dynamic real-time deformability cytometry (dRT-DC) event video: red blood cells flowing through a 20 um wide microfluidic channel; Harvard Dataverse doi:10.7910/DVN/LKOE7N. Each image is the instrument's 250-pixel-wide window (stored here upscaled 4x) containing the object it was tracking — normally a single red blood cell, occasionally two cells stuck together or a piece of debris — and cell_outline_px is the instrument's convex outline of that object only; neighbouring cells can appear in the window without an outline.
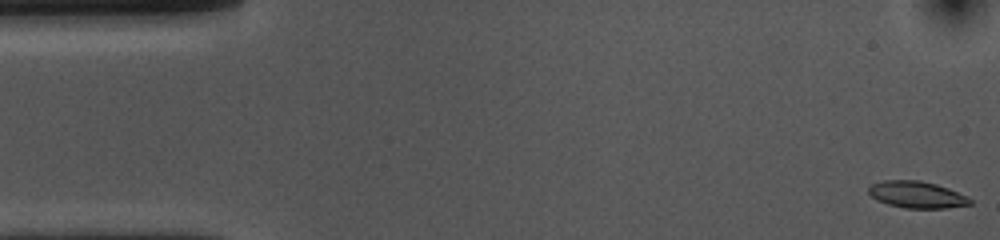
{"species": "common noctule bat (a hibernating species)", "species_latin": "Nyctalus noctula", "temperature_condition": "cold", "stored_images_in_passage": 54, "camera_frame_rate_fps": 3000, "um_per_image_px": 0.085, "animal": {"sex": "female", "body_mass_g": 10.0, "forearm_length_mm": 53.1}, "frame": {"image": 1, "passage_image": 1, "time_ms": 0.0, "image_size_px": [1000, 240], "cell_outline_px": [[972, 204], [944, 208], [904, 208], [888, 204], [872, 196], [868, 192], [868, 188], [872, 184], [884, 180], [920, 180], [936, 184], [948, 188], [968, 196], [972, 200]], "centroid_in_image_um": [77.96, 16.54], "position_along_channel_um": 7.0, "area_um2": 15.72}}
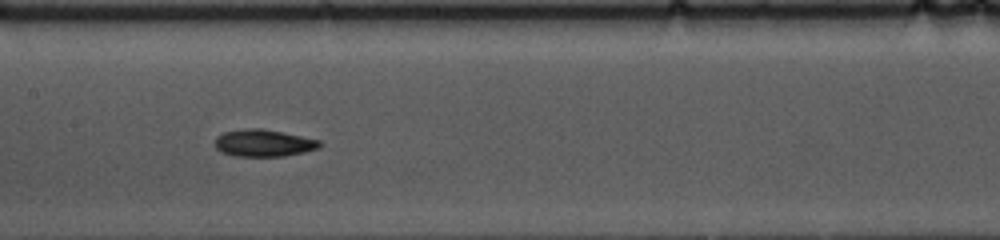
{"frame": {"image": 2, "passage_image": 25, "time_ms": 8.0, "image_size_px": [1000, 240], "cell_outline_px": [[324, 144], [320, 148], [304, 152], [284, 156], [236, 156], [220, 152], [216, 148], [216, 136], [224, 132], [248, 128], [260, 128], [320, 140]], "centroid_in_image_um": [22.42, 12.16], "position_along_channel_um": 185.0, "area_um2": 16.47}}
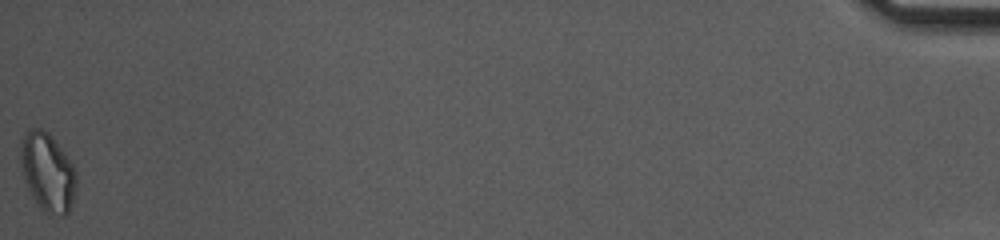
{"frame": {"image": 3, "passage_image": 54, "time_ms": 17.667, "image_size_px": [1000, 240], "cell_outline_px": [[76, 188], [72, 204], [68, 212], [64, 216], [52, 216], [44, 212], [40, 208], [32, 196], [28, 188], [20, 164], [20, 140], [28, 128], [40, 128], [48, 132], [72, 164], [76, 172]], "centroid_in_image_um": [4.03, 14.65], "position_along_channel_um": 431.2, "area_um2": 25.55}, "authors_computed_cell_mechanics": {"area_um2": 16.4152, "velocity_mm_per_s": 3.6401, "shape_relaxation_time_tau1_ms": 3.962, "shape_relaxation_time_tau2_ms": 7.167, "deformation_change_tau1": 0.1223, "deformation_change_tau2": 0.1205}}